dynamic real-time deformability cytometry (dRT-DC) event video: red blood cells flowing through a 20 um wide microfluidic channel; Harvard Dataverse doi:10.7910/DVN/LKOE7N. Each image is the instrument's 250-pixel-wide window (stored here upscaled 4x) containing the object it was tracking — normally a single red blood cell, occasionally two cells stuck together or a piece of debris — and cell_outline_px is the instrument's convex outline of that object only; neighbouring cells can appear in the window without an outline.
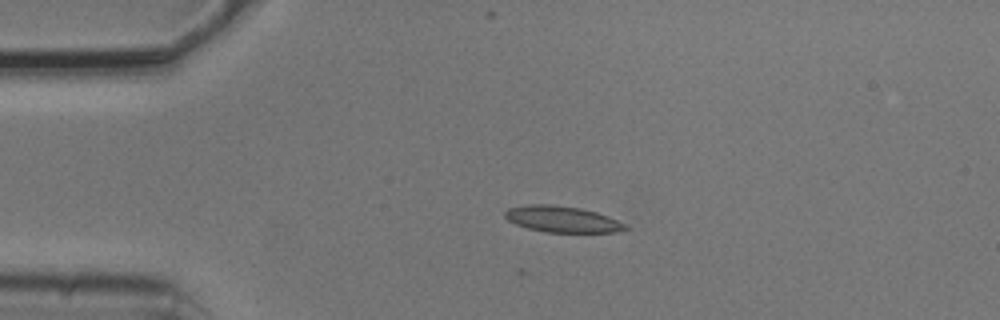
{"species": "common noctule bat (a hibernating species)", "species_latin": "Nyctalus noctula", "temperature_condition": "cold", "stored_images_in_passage": 5, "camera_frame_rate_fps": 3000, "um_per_image_px": 0.085, "animal": {"sex": "male", "body_mass_g": 20.5, "forearm_length_mm": 52.5}, "frame": {"image": 1, "passage_image": 4, "time_ms": 1.0, "image_size_px": [1000, 320], "cell_outline_px": [[628, 228], [616, 232], [548, 232], [528, 228], [516, 224], [508, 220], [504, 216], [504, 212], [508, 208], [528, 204], [548, 204], [580, 208], [596, 212], [608, 216], [624, 224]], "centroid_in_image_um": [47.75, 18.62], "position_along_channel_um": 37.3, "area_um2": 18.15}}